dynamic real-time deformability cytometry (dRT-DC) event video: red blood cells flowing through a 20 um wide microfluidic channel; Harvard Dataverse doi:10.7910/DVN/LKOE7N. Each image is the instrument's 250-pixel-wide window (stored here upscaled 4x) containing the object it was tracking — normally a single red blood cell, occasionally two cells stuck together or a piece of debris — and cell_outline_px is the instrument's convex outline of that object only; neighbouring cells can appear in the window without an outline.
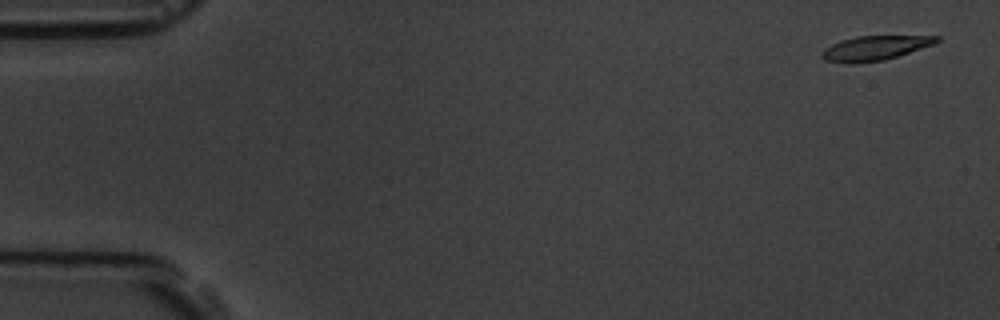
{"species": "common noctule bat (a hibernating species)", "species_latin": "Nyctalus noctula", "temperature_condition": "room temperature", "stored_images_in_passage": 5, "camera_frame_rate_fps": 3000, "um_per_image_px": 0.085, "animal": {"sex": "male", "body_mass_g": 19.5, "forearm_length_mm": 54.6}, "frame": {"image": 1, "passage_image": 1, "time_ms": 0.0, "image_size_px": [1000, 320], "cell_outline_px": [[940, 40], [936, 44], [884, 60], [852, 64], [848, 64], [824, 60], [824, 48], [840, 40], [856, 36], [940, 36]], "centroid_in_image_um": [74.4, 4.08], "position_along_channel_um": 10.6, "area_um2": 16.36}}